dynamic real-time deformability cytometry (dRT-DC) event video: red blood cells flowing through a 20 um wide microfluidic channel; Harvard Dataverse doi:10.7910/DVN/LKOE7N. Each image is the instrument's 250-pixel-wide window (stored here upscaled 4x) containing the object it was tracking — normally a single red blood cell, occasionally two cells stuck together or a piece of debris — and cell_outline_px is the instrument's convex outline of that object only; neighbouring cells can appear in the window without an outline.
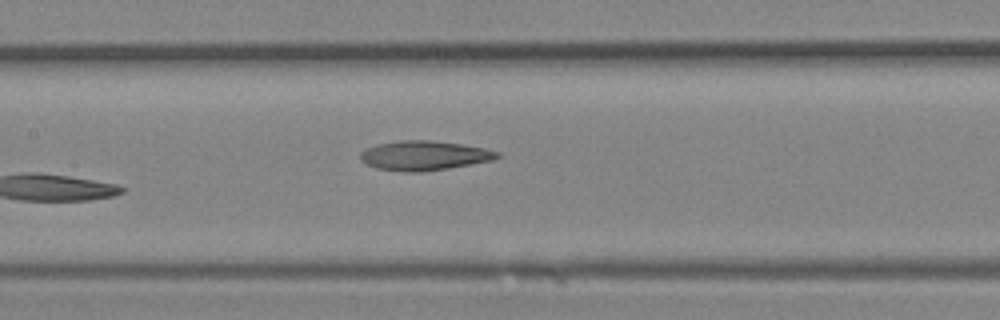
{"species": "Egyptian fruit bat (a non-hibernating species)", "species_latin": "Rousettus aegyptiacus", "temperature_condition": "room temperature", "stored_images_in_passage": 13, "camera_frame_rate_fps": 3000, "um_per_image_px": 0.085, "animal": {"sex": "female"}, "frame": {"image": 1, "passage_image": 13, "time_ms": 4.0, "image_size_px": [1000, 320], "cell_outline_px": [[500, 156], [492, 160], [448, 168], [420, 172], [404, 172], [376, 168], [360, 160], [360, 152], [368, 148], [380, 144], [400, 140], [428, 140], [460, 144], [484, 148], [500, 152]], "centroid_in_image_um": [36.05, 13.23], "position_along_channel_um": 171.4, "area_um2": 23.24}}